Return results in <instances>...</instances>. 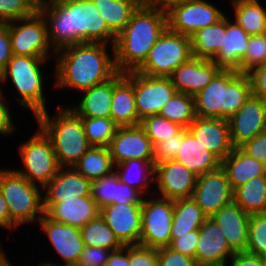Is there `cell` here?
<instances>
[{"label": "cell", "mask_w": 266, "mask_h": 266, "mask_svg": "<svg viewBox=\"0 0 266 266\" xmlns=\"http://www.w3.org/2000/svg\"><path fill=\"white\" fill-rule=\"evenodd\" d=\"M246 252L260 257L266 255V213L250 215Z\"/></svg>", "instance_id": "42"}, {"label": "cell", "mask_w": 266, "mask_h": 266, "mask_svg": "<svg viewBox=\"0 0 266 266\" xmlns=\"http://www.w3.org/2000/svg\"><path fill=\"white\" fill-rule=\"evenodd\" d=\"M188 0H141L140 6L154 8L167 12L171 7Z\"/></svg>", "instance_id": "58"}, {"label": "cell", "mask_w": 266, "mask_h": 266, "mask_svg": "<svg viewBox=\"0 0 266 266\" xmlns=\"http://www.w3.org/2000/svg\"><path fill=\"white\" fill-rule=\"evenodd\" d=\"M5 91L3 90V87L0 88V137H6L9 136L12 137L14 135V132L17 133L16 131L18 130L17 124L14 122V118L12 117V110L9 106H12L11 104L8 105V103L12 102L8 100L6 101V96L7 94L4 93Z\"/></svg>", "instance_id": "47"}, {"label": "cell", "mask_w": 266, "mask_h": 266, "mask_svg": "<svg viewBox=\"0 0 266 266\" xmlns=\"http://www.w3.org/2000/svg\"><path fill=\"white\" fill-rule=\"evenodd\" d=\"M52 116L46 110L34 119L51 140L60 167H73L90 149L83 122L69 106H56Z\"/></svg>", "instance_id": "6"}, {"label": "cell", "mask_w": 266, "mask_h": 266, "mask_svg": "<svg viewBox=\"0 0 266 266\" xmlns=\"http://www.w3.org/2000/svg\"><path fill=\"white\" fill-rule=\"evenodd\" d=\"M130 266H158V249L131 245Z\"/></svg>", "instance_id": "50"}, {"label": "cell", "mask_w": 266, "mask_h": 266, "mask_svg": "<svg viewBox=\"0 0 266 266\" xmlns=\"http://www.w3.org/2000/svg\"><path fill=\"white\" fill-rule=\"evenodd\" d=\"M117 193V174H111L91 182L90 196L101 209L103 206L115 203Z\"/></svg>", "instance_id": "44"}, {"label": "cell", "mask_w": 266, "mask_h": 266, "mask_svg": "<svg viewBox=\"0 0 266 266\" xmlns=\"http://www.w3.org/2000/svg\"><path fill=\"white\" fill-rule=\"evenodd\" d=\"M37 266H61V265H53V264H50V263H47L45 261L38 263Z\"/></svg>", "instance_id": "61"}, {"label": "cell", "mask_w": 266, "mask_h": 266, "mask_svg": "<svg viewBox=\"0 0 266 266\" xmlns=\"http://www.w3.org/2000/svg\"><path fill=\"white\" fill-rule=\"evenodd\" d=\"M197 175L176 160L154 166V195L176 200L192 198Z\"/></svg>", "instance_id": "15"}, {"label": "cell", "mask_w": 266, "mask_h": 266, "mask_svg": "<svg viewBox=\"0 0 266 266\" xmlns=\"http://www.w3.org/2000/svg\"><path fill=\"white\" fill-rule=\"evenodd\" d=\"M108 149L114 165L133 159L154 161L153 145L140 124L119 126Z\"/></svg>", "instance_id": "19"}, {"label": "cell", "mask_w": 266, "mask_h": 266, "mask_svg": "<svg viewBox=\"0 0 266 266\" xmlns=\"http://www.w3.org/2000/svg\"><path fill=\"white\" fill-rule=\"evenodd\" d=\"M240 148L250 157L266 165V129L253 139L246 141Z\"/></svg>", "instance_id": "52"}, {"label": "cell", "mask_w": 266, "mask_h": 266, "mask_svg": "<svg viewBox=\"0 0 266 266\" xmlns=\"http://www.w3.org/2000/svg\"><path fill=\"white\" fill-rule=\"evenodd\" d=\"M211 218L220 226L235 253L246 251L250 214L244 212L236 202L231 201Z\"/></svg>", "instance_id": "25"}, {"label": "cell", "mask_w": 266, "mask_h": 266, "mask_svg": "<svg viewBox=\"0 0 266 266\" xmlns=\"http://www.w3.org/2000/svg\"><path fill=\"white\" fill-rule=\"evenodd\" d=\"M158 266H198L196 260L167 247L158 249Z\"/></svg>", "instance_id": "48"}, {"label": "cell", "mask_w": 266, "mask_h": 266, "mask_svg": "<svg viewBox=\"0 0 266 266\" xmlns=\"http://www.w3.org/2000/svg\"><path fill=\"white\" fill-rule=\"evenodd\" d=\"M174 200L154 194L144 196L141 210L140 246L159 249L171 242Z\"/></svg>", "instance_id": "10"}, {"label": "cell", "mask_w": 266, "mask_h": 266, "mask_svg": "<svg viewBox=\"0 0 266 266\" xmlns=\"http://www.w3.org/2000/svg\"><path fill=\"white\" fill-rule=\"evenodd\" d=\"M175 160L187 167L197 176L218 169L221 161L205 148L192 133L183 128V141Z\"/></svg>", "instance_id": "28"}, {"label": "cell", "mask_w": 266, "mask_h": 266, "mask_svg": "<svg viewBox=\"0 0 266 266\" xmlns=\"http://www.w3.org/2000/svg\"><path fill=\"white\" fill-rule=\"evenodd\" d=\"M5 25L8 27L13 55L54 60L55 52L47 38V24L39 11Z\"/></svg>", "instance_id": "11"}, {"label": "cell", "mask_w": 266, "mask_h": 266, "mask_svg": "<svg viewBox=\"0 0 266 266\" xmlns=\"http://www.w3.org/2000/svg\"><path fill=\"white\" fill-rule=\"evenodd\" d=\"M199 241V229L188 232L184 235H176L169 247L179 253L195 259L196 247Z\"/></svg>", "instance_id": "49"}, {"label": "cell", "mask_w": 266, "mask_h": 266, "mask_svg": "<svg viewBox=\"0 0 266 266\" xmlns=\"http://www.w3.org/2000/svg\"><path fill=\"white\" fill-rule=\"evenodd\" d=\"M38 3H42L44 1H47V0H36Z\"/></svg>", "instance_id": "63"}, {"label": "cell", "mask_w": 266, "mask_h": 266, "mask_svg": "<svg viewBox=\"0 0 266 266\" xmlns=\"http://www.w3.org/2000/svg\"><path fill=\"white\" fill-rule=\"evenodd\" d=\"M80 232L85 246L101 247L111 251L123 247L100 215L80 228Z\"/></svg>", "instance_id": "38"}, {"label": "cell", "mask_w": 266, "mask_h": 266, "mask_svg": "<svg viewBox=\"0 0 266 266\" xmlns=\"http://www.w3.org/2000/svg\"><path fill=\"white\" fill-rule=\"evenodd\" d=\"M0 191L8 203L11 233L23 225L35 227L43 217V189L30 183L13 167H0Z\"/></svg>", "instance_id": "7"}, {"label": "cell", "mask_w": 266, "mask_h": 266, "mask_svg": "<svg viewBox=\"0 0 266 266\" xmlns=\"http://www.w3.org/2000/svg\"><path fill=\"white\" fill-rule=\"evenodd\" d=\"M140 125L144 128L153 146L168 140L183 129L179 124L171 122L159 114L145 117L141 120Z\"/></svg>", "instance_id": "41"}, {"label": "cell", "mask_w": 266, "mask_h": 266, "mask_svg": "<svg viewBox=\"0 0 266 266\" xmlns=\"http://www.w3.org/2000/svg\"><path fill=\"white\" fill-rule=\"evenodd\" d=\"M159 115L187 129L196 117L194 96L176 92L164 104Z\"/></svg>", "instance_id": "39"}, {"label": "cell", "mask_w": 266, "mask_h": 266, "mask_svg": "<svg viewBox=\"0 0 266 266\" xmlns=\"http://www.w3.org/2000/svg\"><path fill=\"white\" fill-rule=\"evenodd\" d=\"M114 171L119 181L139 190L144 196L154 193L151 188L154 185V161L126 160L114 165Z\"/></svg>", "instance_id": "31"}, {"label": "cell", "mask_w": 266, "mask_h": 266, "mask_svg": "<svg viewBox=\"0 0 266 266\" xmlns=\"http://www.w3.org/2000/svg\"><path fill=\"white\" fill-rule=\"evenodd\" d=\"M192 198L207 217L233 201V189L221 166L197 176Z\"/></svg>", "instance_id": "16"}, {"label": "cell", "mask_w": 266, "mask_h": 266, "mask_svg": "<svg viewBox=\"0 0 266 266\" xmlns=\"http://www.w3.org/2000/svg\"><path fill=\"white\" fill-rule=\"evenodd\" d=\"M38 11L45 18L54 52L77 43L115 44L116 35L92 0H47L39 3Z\"/></svg>", "instance_id": "1"}, {"label": "cell", "mask_w": 266, "mask_h": 266, "mask_svg": "<svg viewBox=\"0 0 266 266\" xmlns=\"http://www.w3.org/2000/svg\"><path fill=\"white\" fill-rule=\"evenodd\" d=\"M49 61L54 60L13 55L7 66L0 72L1 88L11 83L12 89H15V91H10L12 101L16 99L18 101L16 106L19 105L21 109L31 111L33 118L48 110L46 105L49 101L44 92L47 87H45L46 77H44L43 69L46 72L45 68Z\"/></svg>", "instance_id": "5"}, {"label": "cell", "mask_w": 266, "mask_h": 266, "mask_svg": "<svg viewBox=\"0 0 266 266\" xmlns=\"http://www.w3.org/2000/svg\"><path fill=\"white\" fill-rule=\"evenodd\" d=\"M114 56V45L104 43H77L56 51L53 88L80 93L111 79L118 72Z\"/></svg>", "instance_id": "2"}, {"label": "cell", "mask_w": 266, "mask_h": 266, "mask_svg": "<svg viewBox=\"0 0 266 266\" xmlns=\"http://www.w3.org/2000/svg\"><path fill=\"white\" fill-rule=\"evenodd\" d=\"M262 265L266 266V255L261 256Z\"/></svg>", "instance_id": "62"}, {"label": "cell", "mask_w": 266, "mask_h": 266, "mask_svg": "<svg viewBox=\"0 0 266 266\" xmlns=\"http://www.w3.org/2000/svg\"><path fill=\"white\" fill-rule=\"evenodd\" d=\"M176 92L169 77H152L134 71L135 104L140 121L159 114Z\"/></svg>", "instance_id": "14"}, {"label": "cell", "mask_w": 266, "mask_h": 266, "mask_svg": "<svg viewBox=\"0 0 266 266\" xmlns=\"http://www.w3.org/2000/svg\"><path fill=\"white\" fill-rule=\"evenodd\" d=\"M108 28L117 36L140 5L137 0H92Z\"/></svg>", "instance_id": "36"}, {"label": "cell", "mask_w": 266, "mask_h": 266, "mask_svg": "<svg viewBox=\"0 0 266 266\" xmlns=\"http://www.w3.org/2000/svg\"><path fill=\"white\" fill-rule=\"evenodd\" d=\"M36 0H0V24L32 16L38 11Z\"/></svg>", "instance_id": "43"}, {"label": "cell", "mask_w": 266, "mask_h": 266, "mask_svg": "<svg viewBox=\"0 0 266 266\" xmlns=\"http://www.w3.org/2000/svg\"><path fill=\"white\" fill-rule=\"evenodd\" d=\"M0 228L9 232L10 230V213L8 203L0 191Z\"/></svg>", "instance_id": "59"}, {"label": "cell", "mask_w": 266, "mask_h": 266, "mask_svg": "<svg viewBox=\"0 0 266 266\" xmlns=\"http://www.w3.org/2000/svg\"><path fill=\"white\" fill-rule=\"evenodd\" d=\"M144 195L137 189L119 181L117 175V193L115 203L142 204Z\"/></svg>", "instance_id": "54"}, {"label": "cell", "mask_w": 266, "mask_h": 266, "mask_svg": "<svg viewBox=\"0 0 266 266\" xmlns=\"http://www.w3.org/2000/svg\"><path fill=\"white\" fill-rule=\"evenodd\" d=\"M37 225L40 227L41 234H45L47 241L53 248L56 259H61V263L57 261H46L53 265L61 266H76L80 254L85 247L82 240L80 229L56 222L48 218L45 214L38 221Z\"/></svg>", "instance_id": "13"}, {"label": "cell", "mask_w": 266, "mask_h": 266, "mask_svg": "<svg viewBox=\"0 0 266 266\" xmlns=\"http://www.w3.org/2000/svg\"><path fill=\"white\" fill-rule=\"evenodd\" d=\"M206 218L207 216L193 198L174 200L171 240L176 238V235H184L199 229Z\"/></svg>", "instance_id": "34"}, {"label": "cell", "mask_w": 266, "mask_h": 266, "mask_svg": "<svg viewBox=\"0 0 266 266\" xmlns=\"http://www.w3.org/2000/svg\"><path fill=\"white\" fill-rule=\"evenodd\" d=\"M142 204L113 203L100 209V216L123 246L139 245Z\"/></svg>", "instance_id": "18"}, {"label": "cell", "mask_w": 266, "mask_h": 266, "mask_svg": "<svg viewBox=\"0 0 266 266\" xmlns=\"http://www.w3.org/2000/svg\"><path fill=\"white\" fill-rule=\"evenodd\" d=\"M230 140L240 147L266 129V101L251 95L229 119Z\"/></svg>", "instance_id": "17"}, {"label": "cell", "mask_w": 266, "mask_h": 266, "mask_svg": "<svg viewBox=\"0 0 266 266\" xmlns=\"http://www.w3.org/2000/svg\"><path fill=\"white\" fill-rule=\"evenodd\" d=\"M183 141V129L173 137L153 146L154 166L166 161L175 160Z\"/></svg>", "instance_id": "46"}, {"label": "cell", "mask_w": 266, "mask_h": 266, "mask_svg": "<svg viewBox=\"0 0 266 266\" xmlns=\"http://www.w3.org/2000/svg\"><path fill=\"white\" fill-rule=\"evenodd\" d=\"M226 35V15L217 23L199 29L191 36L192 56L212 60Z\"/></svg>", "instance_id": "33"}, {"label": "cell", "mask_w": 266, "mask_h": 266, "mask_svg": "<svg viewBox=\"0 0 266 266\" xmlns=\"http://www.w3.org/2000/svg\"><path fill=\"white\" fill-rule=\"evenodd\" d=\"M228 266H263L260 256L248 252H237L229 261Z\"/></svg>", "instance_id": "56"}, {"label": "cell", "mask_w": 266, "mask_h": 266, "mask_svg": "<svg viewBox=\"0 0 266 266\" xmlns=\"http://www.w3.org/2000/svg\"><path fill=\"white\" fill-rule=\"evenodd\" d=\"M235 252L230 248L220 226L207 217L199 228L195 260L198 266H228Z\"/></svg>", "instance_id": "20"}, {"label": "cell", "mask_w": 266, "mask_h": 266, "mask_svg": "<svg viewBox=\"0 0 266 266\" xmlns=\"http://www.w3.org/2000/svg\"><path fill=\"white\" fill-rule=\"evenodd\" d=\"M266 64V34L249 37L247 49L241 59V73H247L252 68Z\"/></svg>", "instance_id": "45"}, {"label": "cell", "mask_w": 266, "mask_h": 266, "mask_svg": "<svg viewBox=\"0 0 266 266\" xmlns=\"http://www.w3.org/2000/svg\"><path fill=\"white\" fill-rule=\"evenodd\" d=\"M81 119L89 144L108 148L119 126L110 117H81Z\"/></svg>", "instance_id": "40"}, {"label": "cell", "mask_w": 266, "mask_h": 266, "mask_svg": "<svg viewBox=\"0 0 266 266\" xmlns=\"http://www.w3.org/2000/svg\"><path fill=\"white\" fill-rule=\"evenodd\" d=\"M36 129L28 140L20 143L17 152L21 169L14 170L43 189L57 175L60 166L51 140L38 125Z\"/></svg>", "instance_id": "8"}, {"label": "cell", "mask_w": 266, "mask_h": 266, "mask_svg": "<svg viewBox=\"0 0 266 266\" xmlns=\"http://www.w3.org/2000/svg\"><path fill=\"white\" fill-rule=\"evenodd\" d=\"M73 167L91 182L114 171V164L107 147L91 146Z\"/></svg>", "instance_id": "37"}, {"label": "cell", "mask_w": 266, "mask_h": 266, "mask_svg": "<svg viewBox=\"0 0 266 266\" xmlns=\"http://www.w3.org/2000/svg\"><path fill=\"white\" fill-rule=\"evenodd\" d=\"M80 94L79 102L69 106L80 117L108 118L113 94V77L97 84ZM81 99V100H80Z\"/></svg>", "instance_id": "29"}, {"label": "cell", "mask_w": 266, "mask_h": 266, "mask_svg": "<svg viewBox=\"0 0 266 266\" xmlns=\"http://www.w3.org/2000/svg\"><path fill=\"white\" fill-rule=\"evenodd\" d=\"M252 95L247 73L222 69L194 96L195 114L201 118L229 119Z\"/></svg>", "instance_id": "4"}, {"label": "cell", "mask_w": 266, "mask_h": 266, "mask_svg": "<svg viewBox=\"0 0 266 266\" xmlns=\"http://www.w3.org/2000/svg\"><path fill=\"white\" fill-rule=\"evenodd\" d=\"M0 266H15L11 262V259L8 258L6 251L2 247V244H0Z\"/></svg>", "instance_id": "60"}, {"label": "cell", "mask_w": 266, "mask_h": 266, "mask_svg": "<svg viewBox=\"0 0 266 266\" xmlns=\"http://www.w3.org/2000/svg\"><path fill=\"white\" fill-rule=\"evenodd\" d=\"M233 201L250 215L266 213V174L235 188Z\"/></svg>", "instance_id": "35"}, {"label": "cell", "mask_w": 266, "mask_h": 266, "mask_svg": "<svg viewBox=\"0 0 266 266\" xmlns=\"http://www.w3.org/2000/svg\"><path fill=\"white\" fill-rule=\"evenodd\" d=\"M110 118L118 126H135L141 123L135 104L134 71L117 72L113 76Z\"/></svg>", "instance_id": "24"}, {"label": "cell", "mask_w": 266, "mask_h": 266, "mask_svg": "<svg viewBox=\"0 0 266 266\" xmlns=\"http://www.w3.org/2000/svg\"><path fill=\"white\" fill-rule=\"evenodd\" d=\"M230 18L226 14V35L212 61L222 69H234L241 73V59L245 55L250 36Z\"/></svg>", "instance_id": "27"}, {"label": "cell", "mask_w": 266, "mask_h": 266, "mask_svg": "<svg viewBox=\"0 0 266 266\" xmlns=\"http://www.w3.org/2000/svg\"><path fill=\"white\" fill-rule=\"evenodd\" d=\"M205 148L222 161L232 150L227 119L196 116L187 128Z\"/></svg>", "instance_id": "23"}, {"label": "cell", "mask_w": 266, "mask_h": 266, "mask_svg": "<svg viewBox=\"0 0 266 266\" xmlns=\"http://www.w3.org/2000/svg\"><path fill=\"white\" fill-rule=\"evenodd\" d=\"M166 28L165 11L139 5L126 27L116 36L114 57L117 71H136Z\"/></svg>", "instance_id": "3"}, {"label": "cell", "mask_w": 266, "mask_h": 266, "mask_svg": "<svg viewBox=\"0 0 266 266\" xmlns=\"http://www.w3.org/2000/svg\"><path fill=\"white\" fill-rule=\"evenodd\" d=\"M247 75L250 78L252 95L266 101V64L252 68Z\"/></svg>", "instance_id": "53"}, {"label": "cell", "mask_w": 266, "mask_h": 266, "mask_svg": "<svg viewBox=\"0 0 266 266\" xmlns=\"http://www.w3.org/2000/svg\"><path fill=\"white\" fill-rule=\"evenodd\" d=\"M111 252L101 247L85 246L76 266H105Z\"/></svg>", "instance_id": "51"}, {"label": "cell", "mask_w": 266, "mask_h": 266, "mask_svg": "<svg viewBox=\"0 0 266 266\" xmlns=\"http://www.w3.org/2000/svg\"><path fill=\"white\" fill-rule=\"evenodd\" d=\"M220 166L233 190L254 177L266 174V165L250 157L240 147L233 148L221 161Z\"/></svg>", "instance_id": "30"}, {"label": "cell", "mask_w": 266, "mask_h": 266, "mask_svg": "<svg viewBox=\"0 0 266 266\" xmlns=\"http://www.w3.org/2000/svg\"><path fill=\"white\" fill-rule=\"evenodd\" d=\"M222 70L212 60L191 57L169 76L177 92L198 94Z\"/></svg>", "instance_id": "21"}, {"label": "cell", "mask_w": 266, "mask_h": 266, "mask_svg": "<svg viewBox=\"0 0 266 266\" xmlns=\"http://www.w3.org/2000/svg\"><path fill=\"white\" fill-rule=\"evenodd\" d=\"M209 0H188L171 7L167 12V28L191 37L199 29L213 25L226 14Z\"/></svg>", "instance_id": "12"}, {"label": "cell", "mask_w": 266, "mask_h": 266, "mask_svg": "<svg viewBox=\"0 0 266 266\" xmlns=\"http://www.w3.org/2000/svg\"><path fill=\"white\" fill-rule=\"evenodd\" d=\"M233 20L249 35L266 34V7L260 0H229Z\"/></svg>", "instance_id": "32"}, {"label": "cell", "mask_w": 266, "mask_h": 266, "mask_svg": "<svg viewBox=\"0 0 266 266\" xmlns=\"http://www.w3.org/2000/svg\"><path fill=\"white\" fill-rule=\"evenodd\" d=\"M91 181L74 167H60L57 175L43 188L44 213L59 199L90 196Z\"/></svg>", "instance_id": "22"}, {"label": "cell", "mask_w": 266, "mask_h": 266, "mask_svg": "<svg viewBox=\"0 0 266 266\" xmlns=\"http://www.w3.org/2000/svg\"><path fill=\"white\" fill-rule=\"evenodd\" d=\"M191 57V37L166 28L136 72L152 77H169L177 67Z\"/></svg>", "instance_id": "9"}, {"label": "cell", "mask_w": 266, "mask_h": 266, "mask_svg": "<svg viewBox=\"0 0 266 266\" xmlns=\"http://www.w3.org/2000/svg\"><path fill=\"white\" fill-rule=\"evenodd\" d=\"M12 56L8 27L5 24H0V72L7 66Z\"/></svg>", "instance_id": "55"}, {"label": "cell", "mask_w": 266, "mask_h": 266, "mask_svg": "<svg viewBox=\"0 0 266 266\" xmlns=\"http://www.w3.org/2000/svg\"><path fill=\"white\" fill-rule=\"evenodd\" d=\"M48 218L78 229L100 215V208L91 196L59 199L45 213Z\"/></svg>", "instance_id": "26"}, {"label": "cell", "mask_w": 266, "mask_h": 266, "mask_svg": "<svg viewBox=\"0 0 266 266\" xmlns=\"http://www.w3.org/2000/svg\"><path fill=\"white\" fill-rule=\"evenodd\" d=\"M105 266H130V246L112 251Z\"/></svg>", "instance_id": "57"}]
</instances>
